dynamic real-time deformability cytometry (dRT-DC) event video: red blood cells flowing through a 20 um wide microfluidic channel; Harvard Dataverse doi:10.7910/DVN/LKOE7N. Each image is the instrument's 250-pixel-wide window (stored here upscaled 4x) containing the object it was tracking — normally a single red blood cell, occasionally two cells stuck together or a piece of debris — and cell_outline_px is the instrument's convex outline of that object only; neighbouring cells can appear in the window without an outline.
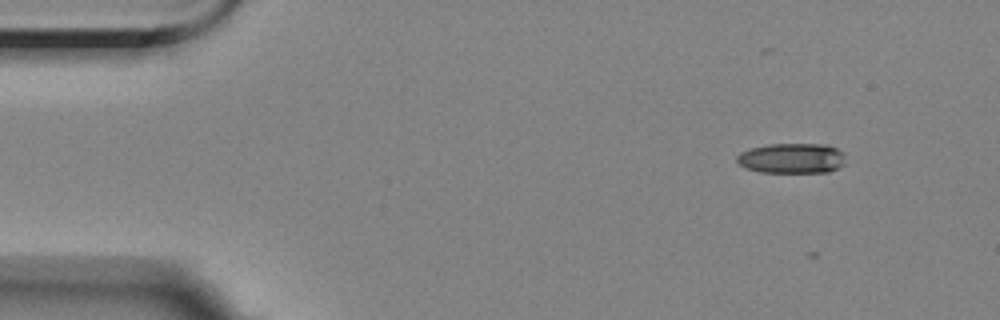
{"species": "Egyptian fruit bat (a non-hibernating species)", "species_latin": "Rousettus aegyptiacus", "temperature_condition": "room temperature", "stored_images_in_passage": 3, "camera_frame_rate_fps": 3000, "um_per_image_px": 0.085, "animal": {"sex": "female"}, "frame": {"image": 1, "passage_image": 1, "time_ms": 0.0, "image_size_px": [1000, 320], "cell_outline_px": [[844, 164], [828, 172], [760, 172], [744, 168], [736, 160], [736, 156], [740, 152], [752, 148], [768, 144], [824, 144], [836, 148], [844, 152]], "centroid_in_image_um": [67.29, 13.45], "position_along_channel_um": 17.7, "area_um2": 19.13}}